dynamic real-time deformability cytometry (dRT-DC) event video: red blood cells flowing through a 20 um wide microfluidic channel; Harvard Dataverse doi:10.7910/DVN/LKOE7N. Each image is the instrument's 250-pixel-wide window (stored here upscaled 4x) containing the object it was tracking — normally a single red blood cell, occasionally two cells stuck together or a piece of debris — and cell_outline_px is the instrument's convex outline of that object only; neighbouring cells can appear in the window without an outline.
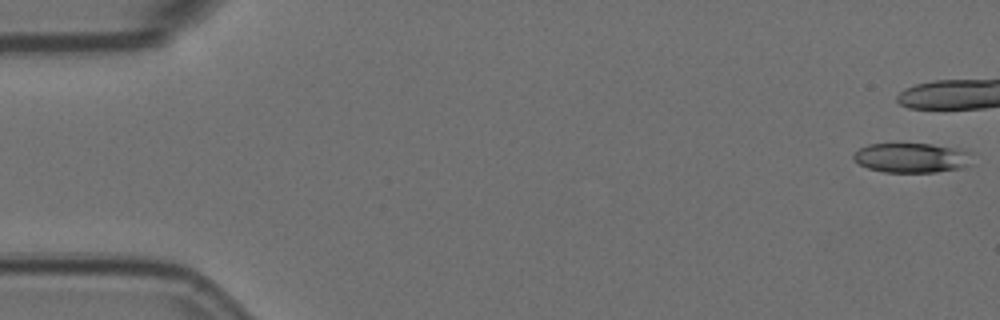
{"species": "Egyptian fruit bat (a non-hibernating species)", "species_latin": "Rousettus aegyptiacus", "temperature_condition": "room temperature", "stored_images_in_passage": 12, "camera_frame_rate_fps": 3000, "um_per_image_px": 0.085, "animal": {"sex": "female"}, "frame": {"image": 1, "passage_image": 1, "time_ms": 0.0, "image_size_px": [1000, 320], "cell_outline_px": [[972, 152], [968, 164], [960, 168], [936, 172], [884, 172], [868, 168], [860, 164], [852, 156], [860, 148], [868, 144], [932, 144], [956, 148]], "centroid_in_image_um": [77.49, 13.41], "position_along_channel_um": 7.5, "area_um2": 20.29}}